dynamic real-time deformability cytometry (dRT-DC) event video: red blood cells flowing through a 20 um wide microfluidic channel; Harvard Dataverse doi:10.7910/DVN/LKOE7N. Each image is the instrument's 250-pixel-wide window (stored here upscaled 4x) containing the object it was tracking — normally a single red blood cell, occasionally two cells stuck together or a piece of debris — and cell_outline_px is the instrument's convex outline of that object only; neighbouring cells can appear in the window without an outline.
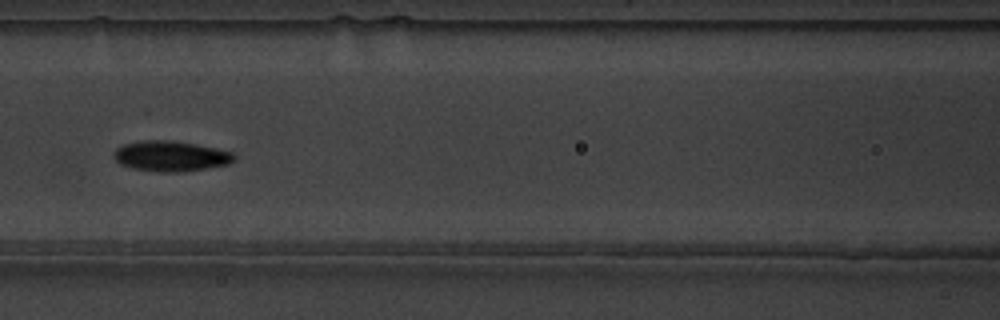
{"species": "common noctule bat (a hibernating species)", "species_latin": "Nyctalus noctula", "temperature_condition": "warm", "stored_images_in_passage": 13, "segment_of_instrument_passage": [1, 2], "camera_frame_rate_fps": 3000, "um_per_image_px": 0.085, "animal": {"sex": "male", "body_mass_g": 19.5, "forearm_length_mm": 54.6}, "frame": {"image": 1, "passage_image": 4, "time_ms": 1.0, "image_size_px": [1000, 320], "cell_outline_px": [[236, 160], [228, 164], [180, 172], [160, 172], [132, 168], [120, 164], [112, 156], [116, 148], [124, 144], [144, 140], [172, 140], [196, 144], [216, 148], [232, 152], [236, 156]], "centroid_in_image_um": [14.51, 13.26], "position_along_channel_um": 152.1, "area_um2": 21.33}}
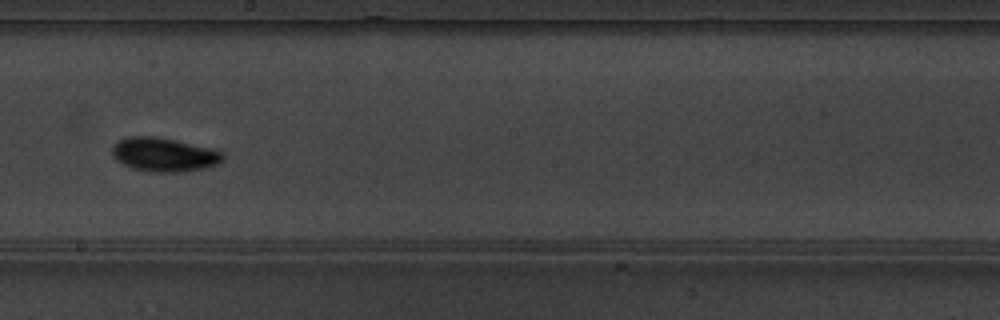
{"frame": {"image": 2, "passage_image": 6, "time_ms": 1.667, "image_size_px": [1000, 320], "cell_outline_px": [[224, 160], [216, 164], [204, 168], [180, 172], [148, 172], [132, 168], [116, 160], [112, 156], [112, 148], [120, 140], [128, 136], [152, 136], [176, 140], [220, 148], [224, 152]], "centroid_in_image_um": [14.02, 13.13], "position_along_channel_um": 234.2, "area_um2": 22.25}}
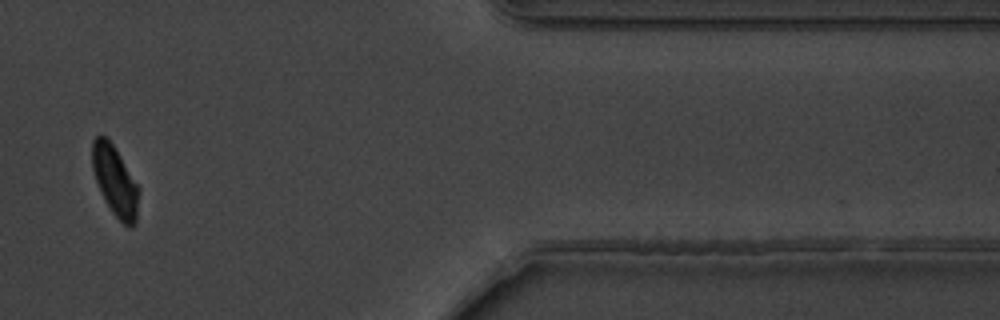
{"frame": {"image": 3, "passage_image": 10, "time_ms": 3.0, "image_size_px": [1000, 320], "cell_outline_px": [[140, 188], [136, 224], [132, 228], [128, 228], [112, 212], [104, 200], [100, 192], [92, 168], [92, 140], [96, 136], [104, 136], [112, 144], [120, 156]], "centroid_in_image_um": [9.79, 15.43], "position_along_channel_um": 401.6, "area_um2": 19.02}}